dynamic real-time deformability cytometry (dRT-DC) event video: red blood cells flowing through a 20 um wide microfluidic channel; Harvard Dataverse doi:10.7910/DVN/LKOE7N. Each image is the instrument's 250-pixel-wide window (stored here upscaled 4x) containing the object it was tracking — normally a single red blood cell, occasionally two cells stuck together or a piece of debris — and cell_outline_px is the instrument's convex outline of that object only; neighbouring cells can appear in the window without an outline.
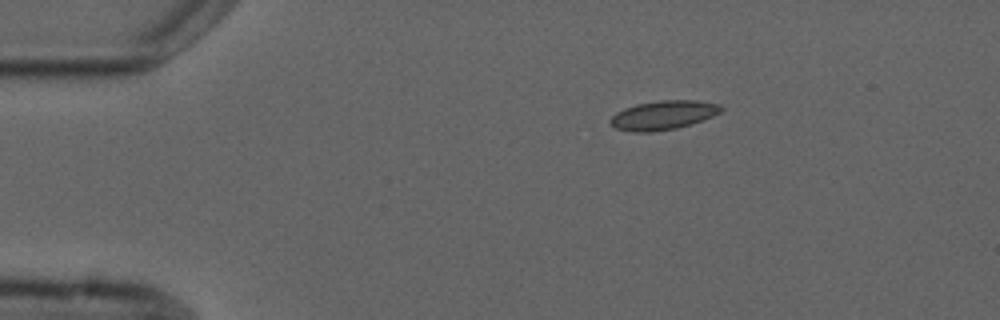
{"species": "common noctule bat (a hibernating species)", "species_latin": "Nyctalus noctula", "temperature_condition": "cold", "stored_images_in_passage": 2, "camera_frame_rate_fps": 3000, "um_per_image_px": 0.085, "animal": {"sex": "male", "forearm_length_mm": 52.5}, "frame": {"image": 1, "passage_image": 1, "time_ms": 0.0, "image_size_px": [1000, 320], "cell_outline_px": [[724, 108], [720, 112], [704, 120], [692, 124], [676, 128], [652, 132], [632, 132], [616, 128], [608, 124], [608, 120], [616, 112], [624, 108], [636, 104], [660, 100], [696, 100], [720, 104]], "centroid_in_image_um": [56.36, 9.79], "position_along_channel_um": 28.6, "area_um2": 18.96}}